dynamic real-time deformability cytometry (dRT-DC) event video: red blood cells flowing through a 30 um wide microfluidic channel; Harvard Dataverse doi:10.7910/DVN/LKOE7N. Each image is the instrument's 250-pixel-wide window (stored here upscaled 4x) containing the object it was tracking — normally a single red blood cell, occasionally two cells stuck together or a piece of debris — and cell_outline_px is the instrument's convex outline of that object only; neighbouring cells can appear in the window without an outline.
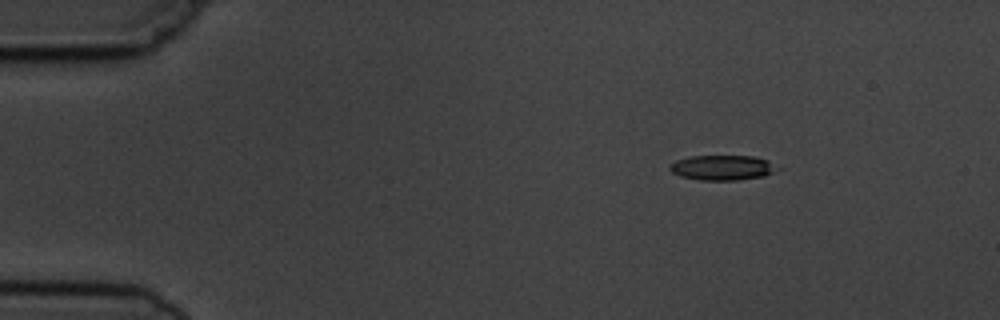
{"species": "common noctule bat (a hibernating species)", "species_latin": "Nyctalus noctula", "temperature_condition": "cold", "stored_images_in_passage": 5, "segment_of_instrument_passage": [2, 2], "camera_frame_rate_fps": 3000, "um_per_image_px": 0.085, "animal": {"sex": "male", "body_mass_g": 19.5, "forearm_length_mm": 54.6}, "frame": {"image": 1, "passage_image": 5, "time_ms": 5.667, "image_size_px": [1000, 320], "cell_outline_px": [[784, 168], [764, 176], [740, 180], [700, 180], [680, 176], [672, 172], [668, 168], [676, 160], [692, 156], [752, 156], [768, 160]], "centroid_in_image_um": [61.48, 14.25], "position_along_channel_um": 23.5, "area_um2": 15.84}}